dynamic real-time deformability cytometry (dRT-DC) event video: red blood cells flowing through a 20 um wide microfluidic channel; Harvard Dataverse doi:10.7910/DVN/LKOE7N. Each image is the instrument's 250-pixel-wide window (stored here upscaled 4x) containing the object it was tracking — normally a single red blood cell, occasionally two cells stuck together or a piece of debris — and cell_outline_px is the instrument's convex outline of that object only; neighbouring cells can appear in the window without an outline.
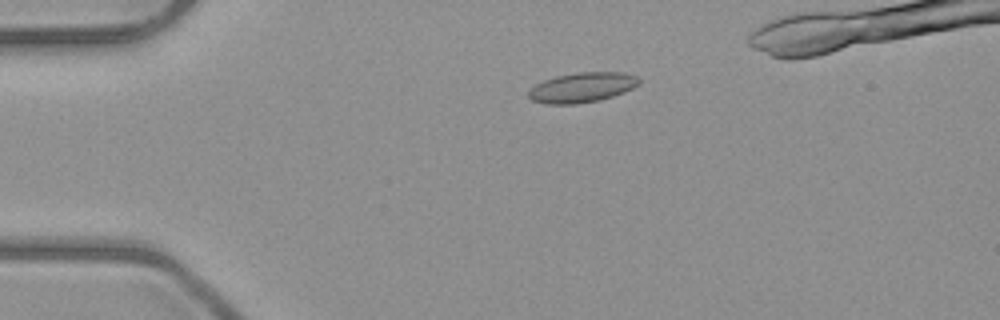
{"species": "common noctule bat (a hibernating species)", "species_latin": "Nyctalus noctula", "temperature_condition": "room temperature", "stored_images_in_passage": 6, "camera_frame_rate_fps": 3000, "um_per_image_px": 0.085, "animal": {"sex": "male", "body_mass_g": 23.1, "forearm_length_mm": 52.7}, "frame": {"image": 1, "passage_image": 4, "time_ms": 3.667, "image_size_px": [1000, 320], "cell_outline_px": [[640, 84], [624, 92], [612, 96], [596, 100], [572, 104], [548, 104], [532, 100], [528, 96], [528, 92], [536, 84], [544, 80], [556, 76], [576, 72], [624, 72], [636, 76], [640, 80]], "centroid_in_image_um": [49.48, 7.42], "position_along_channel_um": 35.5, "area_um2": 19.07}}